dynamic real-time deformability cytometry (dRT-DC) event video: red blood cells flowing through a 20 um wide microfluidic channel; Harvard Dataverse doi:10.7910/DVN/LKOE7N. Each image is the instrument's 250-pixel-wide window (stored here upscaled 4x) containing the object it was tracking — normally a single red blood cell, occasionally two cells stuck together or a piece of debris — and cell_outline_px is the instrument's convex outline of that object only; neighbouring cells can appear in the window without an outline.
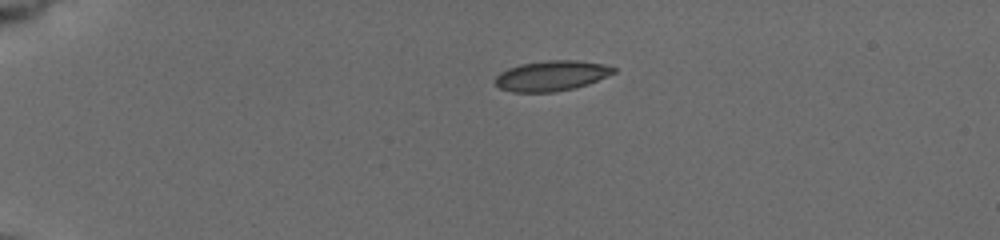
{"species": "common noctule bat (a hibernating species)", "species_latin": "Nyctalus noctula", "temperature_condition": "cold", "stored_images_in_passage": 27, "camera_frame_rate_fps": 3000, "um_per_image_px": 0.085, "animal": {"sex": "female", "body_mass_g": 19.5, "forearm_length_mm": 54.1}, "frame": {"image": 1, "passage_image": 1, "time_ms": 0.0, "image_size_px": [1000, 240], "cell_outline_px": [[616, 72], [596, 80], [572, 88], [552, 92], [512, 92], [500, 88], [492, 80], [500, 72], [508, 68], [520, 64], [548, 60], [576, 60], [604, 64], [616, 68]], "centroid_in_image_um": [46.82, 6.43], "position_along_channel_um": 38.2, "area_um2": 20.69}}
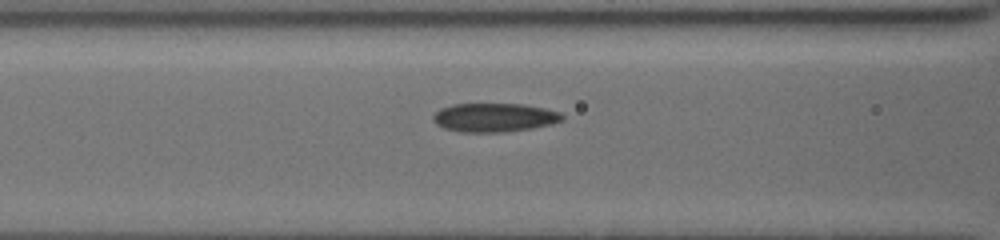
{"frame": {"image": 2, "passage_image": 18, "time_ms": 4.0, "image_size_px": [1000, 240], "cell_outline_px": [[564, 116], [560, 120], [548, 124], [532, 128], [504, 132], [460, 132], [444, 128], [436, 124], [432, 120], [432, 116], [440, 108], [452, 104], [524, 104], [544, 108], [560, 112]], "centroid_in_image_um": [41.96, 9.98], "position_along_channel_um": 124.6, "area_um2": 21.56}}
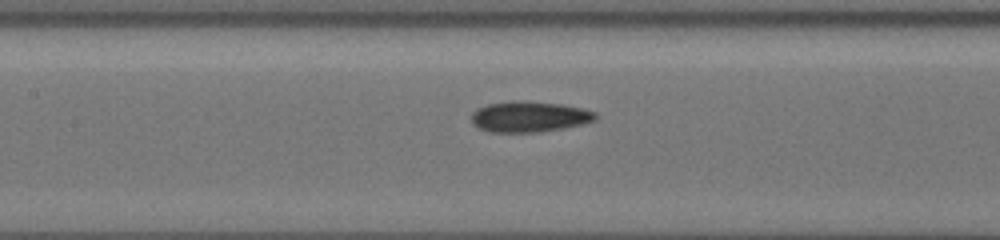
{"frame": {"image": 3, "passage_image": 23, "time_ms": 5.0, "image_size_px": [1000, 240], "cell_outline_px": [[596, 120], [580, 124], [560, 128], [536, 132], [488, 132], [472, 124], [472, 112], [476, 108], [488, 104], [512, 100], [524, 100], [560, 104], [580, 108], [596, 112]], "centroid_in_image_um": [44.93, 9.9], "position_along_channel_um": 162.5, "area_um2": 22.14}}